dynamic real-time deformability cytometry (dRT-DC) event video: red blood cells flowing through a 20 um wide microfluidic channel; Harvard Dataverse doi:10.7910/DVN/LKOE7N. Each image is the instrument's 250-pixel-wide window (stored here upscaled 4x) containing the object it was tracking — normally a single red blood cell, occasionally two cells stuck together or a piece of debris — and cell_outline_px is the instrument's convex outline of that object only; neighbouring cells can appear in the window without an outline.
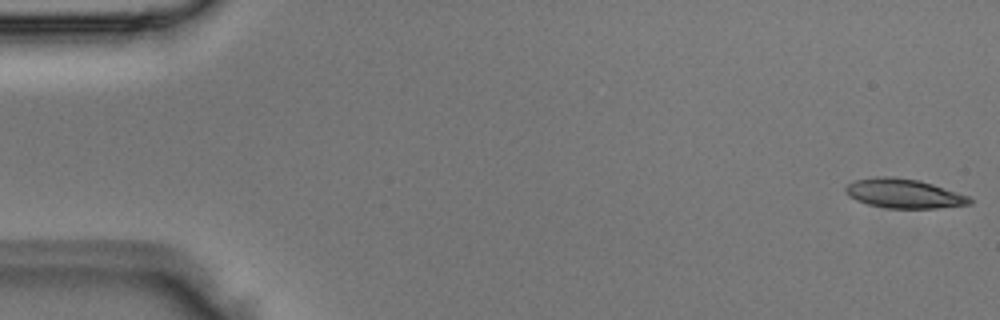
{"species": "Egyptian fruit bat (a non-hibernating species)", "species_latin": "Rousettus aegyptiacus", "temperature_condition": "room temperature", "stored_images_in_passage": 5, "camera_frame_rate_fps": 3000, "um_per_image_px": 0.085, "animal": {"sex": "male"}, "frame": {"image": 1, "passage_image": 1, "time_ms": 0.0, "image_size_px": [1000, 320], "cell_outline_px": [[972, 204], [936, 208], [888, 208], [868, 204], [856, 200], [848, 196], [844, 192], [844, 188], [848, 184], [856, 180], [876, 176], [892, 176], [920, 180], [968, 196], [972, 200]], "centroid_in_image_um": [76.79, 16.44], "position_along_channel_um": 8.2, "area_um2": 21.15}}
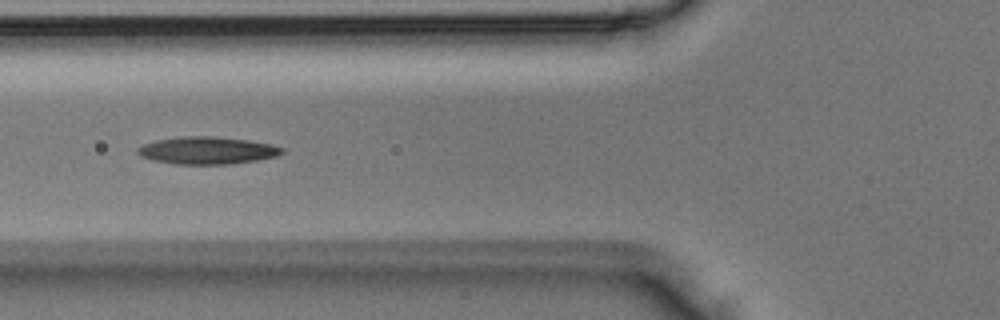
{"frame": {"image": 2, "passage_image": 4, "time_ms": 1.0, "image_size_px": [1000, 320], "cell_outline_px": [[284, 152], [276, 156], [256, 160], [228, 164], [172, 164], [152, 160], [140, 156], [136, 152], [136, 148], [144, 144], [156, 140], [180, 136], [212, 136], [248, 140], [272, 144], [284, 148]], "centroid_in_image_um": [17.58, 12.78], "position_along_channel_um": 108.2, "area_um2": 23.12}}
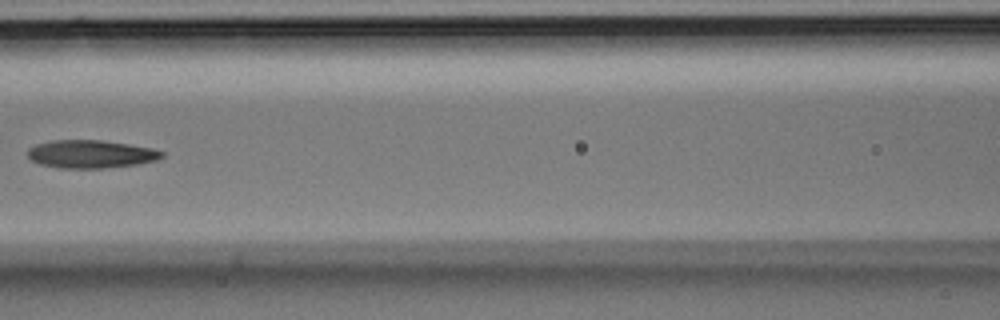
{"frame": {"image": 3, "passage_image": 5, "time_ms": 1.333, "image_size_px": [1000, 320], "cell_outline_px": [[164, 156], [156, 160], [136, 164], [100, 168], [60, 168], [40, 164], [32, 160], [28, 156], [28, 148], [36, 144], [52, 140], [100, 140], [128, 144], [152, 148], [164, 152]], "centroid_in_image_um": [7.7, 13.09], "position_along_channel_um": 158.9, "area_um2": 21.73}}